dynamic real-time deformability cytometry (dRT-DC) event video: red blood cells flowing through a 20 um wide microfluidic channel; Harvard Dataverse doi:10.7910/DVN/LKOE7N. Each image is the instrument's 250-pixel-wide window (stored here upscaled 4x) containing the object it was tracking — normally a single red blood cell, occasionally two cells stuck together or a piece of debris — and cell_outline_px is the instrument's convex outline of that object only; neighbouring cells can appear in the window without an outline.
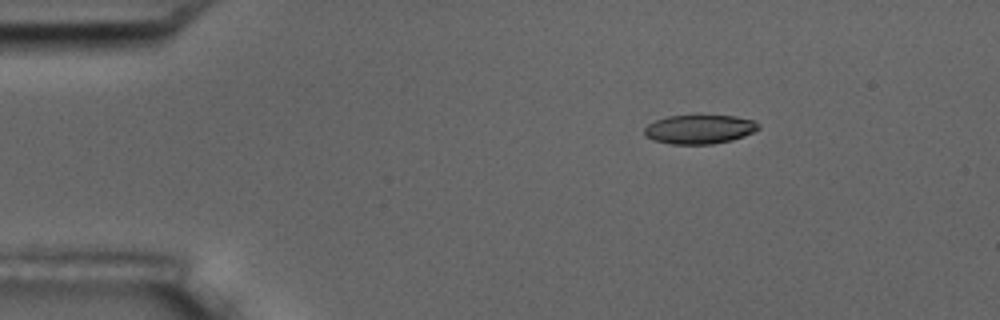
{"species": "common noctule bat (a hibernating species)", "species_latin": "Nyctalus noctula", "temperature_condition": "room temperature", "stored_images_in_passage": 3, "camera_frame_rate_fps": 3000, "um_per_image_px": 0.085, "animal": {"sex": "male", "body_mass_g": 17.5, "forearm_length_mm": 52.3}, "frame": {"image": 1, "passage_image": 1, "time_ms": 0.0, "image_size_px": [1000, 320], "cell_outline_px": [[760, 128], [744, 136], [732, 140], [712, 144], [672, 144], [652, 140], [644, 136], [644, 128], [648, 124], [656, 120], [668, 116], [736, 116], [752, 120], [760, 124]], "centroid_in_image_um": [59.43, 11.0], "position_along_channel_um": 25.6, "area_um2": 19.25}}